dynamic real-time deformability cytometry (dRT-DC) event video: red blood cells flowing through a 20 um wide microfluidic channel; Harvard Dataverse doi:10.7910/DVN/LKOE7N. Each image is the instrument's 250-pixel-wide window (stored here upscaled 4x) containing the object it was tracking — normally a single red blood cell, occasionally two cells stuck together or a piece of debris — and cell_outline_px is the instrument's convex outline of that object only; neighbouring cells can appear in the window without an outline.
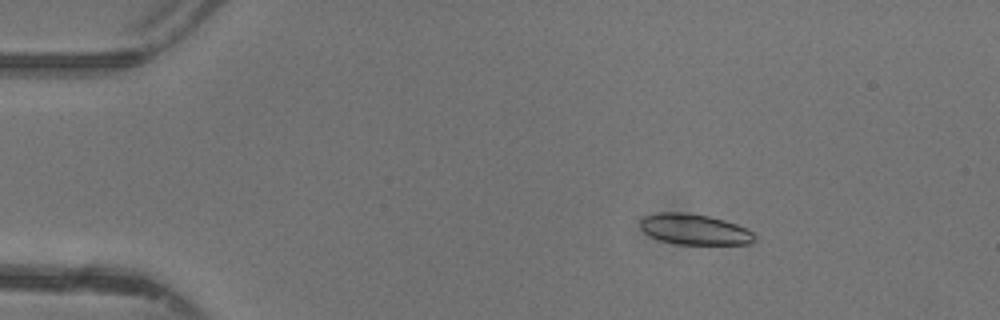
{"species": "common noctule bat (a hibernating species)", "species_latin": "Nyctalus noctula", "temperature_condition": "warm", "stored_images_in_passage": 9, "camera_frame_rate_fps": 3000, "um_per_image_px": 0.085, "animal": {"sex": "female"}, "frame": {"image": 1, "passage_image": 1, "time_ms": 0.0, "image_size_px": [1000, 320], "cell_outline_px": [[756, 240], [748, 244], [676, 244], [660, 240], [644, 232], [640, 228], [640, 220], [644, 216], [656, 212], [688, 212], [708, 216], [724, 220], [736, 224], [752, 232], [756, 236]], "centroid_in_image_um": [59.01, 19.49], "position_along_channel_um": 26.0, "area_um2": 20.46}}